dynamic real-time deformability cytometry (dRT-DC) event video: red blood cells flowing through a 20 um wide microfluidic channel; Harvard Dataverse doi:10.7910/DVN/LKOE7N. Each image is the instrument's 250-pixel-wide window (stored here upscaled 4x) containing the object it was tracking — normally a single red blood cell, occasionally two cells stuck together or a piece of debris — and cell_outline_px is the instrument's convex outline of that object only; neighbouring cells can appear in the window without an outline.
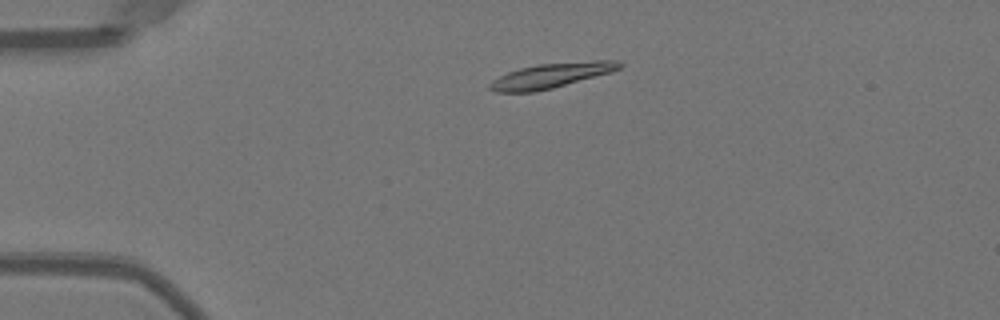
{"species": "Egyptian fruit bat (a non-hibernating species)", "species_latin": "Rousettus aegyptiacus", "temperature_condition": "warm", "stored_images_in_passage": 4, "camera_frame_rate_fps": 3000, "um_per_image_px": 0.085, "animal": {"sex": "female"}, "frame": {"image": 1, "passage_image": 1, "time_ms": 0.0, "image_size_px": [1000, 320], "cell_outline_px": [[624, 64], [620, 68], [612, 72], [552, 88], [536, 92], [496, 92], [488, 88], [488, 84], [492, 80], [508, 72], [520, 68], [536, 64], [592, 60], [616, 60]], "centroid_in_image_um": [46.86, 6.41], "position_along_channel_um": 38.1, "area_um2": 18.9}}